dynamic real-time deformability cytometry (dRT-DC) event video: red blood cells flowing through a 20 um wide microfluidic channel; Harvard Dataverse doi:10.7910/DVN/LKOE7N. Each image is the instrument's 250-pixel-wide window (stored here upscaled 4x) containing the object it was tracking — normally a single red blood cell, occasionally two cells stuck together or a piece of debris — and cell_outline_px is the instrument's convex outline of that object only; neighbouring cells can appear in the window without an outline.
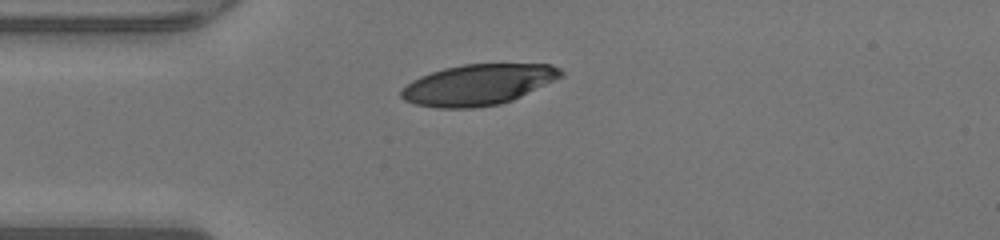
{"species": "human", "species_latin": "Homo sapiens", "temperature_condition": "warm", "stored_images_in_passage": 37, "camera_frame_rate_fps": 3000, "um_per_image_px": 0.085, "donor": {"sex": "male"}, "frame": {"image": 1, "passage_image": 1, "time_ms": 0.0, "image_size_px": [1000, 240], "cell_outline_px": [[564, 76], [512, 100], [500, 104], [476, 108], [436, 108], [416, 104], [404, 100], [400, 96], [400, 92], [412, 80], [420, 76], [444, 68], [464, 64], [552, 64], [560, 68], [564, 72]], "centroid_in_image_um": [40.66, 7.2], "position_along_channel_um": 44.3, "area_um2": 37.97}}
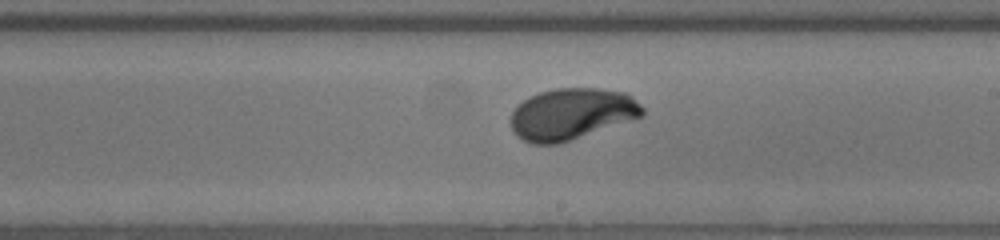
{"frame": {"image": 2, "passage_image": 16, "time_ms": 5.0, "image_size_px": [1000, 240], "cell_outline_px": [[644, 116], [560, 144], [532, 144], [516, 136], [512, 132], [512, 112], [524, 100], [540, 92], [556, 88], [600, 88], [624, 92], [632, 96], [644, 108]], "centroid_in_image_um": [48.62, 9.69], "position_along_channel_um": 240.4, "area_um2": 39.54}}
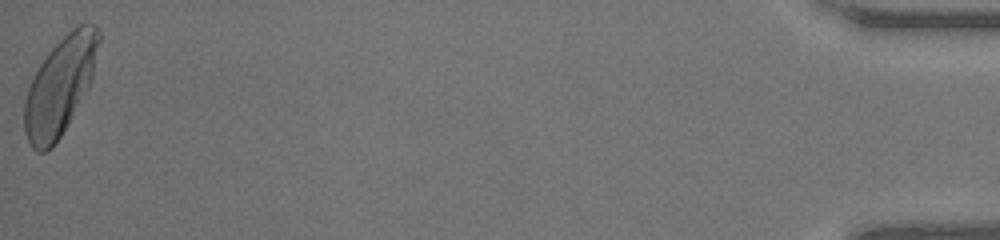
{"frame": {"image": 3, "passage_image": 37, "time_ms": 12.0, "image_size_px": [1000, 240], "cell_outline_px": [[100, 40], [92, 80], [88, 88], [60, 136], [52, 148], [44, 152], [36, 152], [32, 148], [24, 132], [24, 100], [28, 88], [40, 64], [48, 52], [76, 24], [96, 24], [100, 32]], "centroid_in_image_um": [5.11, 7.3], "position_along_channel_um": 430.1, "area_um2": 42.02}, "authors_computed_cell_mechanics": {"area_um2": 39.593, "velocity_mm_per_s": 4.2635, "shape_relaxation_time_tau1_ms": 2.9209, "shape_relaxation_time_tau2_ms": null, "deformation_change_tau1": 0.1936, "deformation_change_tau2": null}}